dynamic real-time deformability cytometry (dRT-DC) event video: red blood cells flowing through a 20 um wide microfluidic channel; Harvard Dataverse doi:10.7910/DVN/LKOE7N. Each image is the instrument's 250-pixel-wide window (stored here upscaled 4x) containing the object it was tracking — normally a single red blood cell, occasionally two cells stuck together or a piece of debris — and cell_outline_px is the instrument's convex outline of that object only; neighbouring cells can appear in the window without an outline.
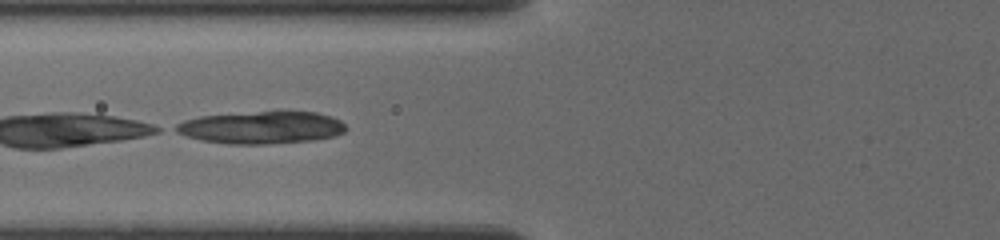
{"species": "common noctule bat (a hibernating species)", "species_latin": "Nyctalus noctula", "temperature_condition": "cold", "stored_images_in_passage": 40, "camera_frame_rate_fps": 3000, "um_per_image_px": 0.085, "animal": {"sex": "female", "body_mass_g": 19.5, "forearm_length_mm": 54.1}, "frame": {"image": 1, "passage_image": 29, "time_ms": 7.667, "image_size_px": [1000, 240], "cell_outline_px": [[348, 128], [344, 132], [336, 136], [316, 140], [264, 144], [228, 144], [200, 140], [184, 136], [168, 128], [184, 120], [200, 116], [280, 108], [316, 112], [332, 116], [340, 120]], "centroid_in_image_um": [22.22, 10.79], "position_along_channel_um": 103.6, "area_um2": 33.7}}